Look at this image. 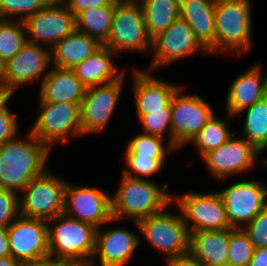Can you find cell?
<instances>
[{
	"label": "cell",
	"instance_id": "obj_32",
	"mask_svg": "<svg viewBox=\"0 0 267 266\" xmlns=\"http://www.w3.org/2000/svg\"><path fill=\"white\" fill-rule=\"evenodd\" d=\"M254 249L253 243L243 229H229L227 264L230 266H248L253 256Z\"/></svg>",
	"mask_w": 267,
	"mask_h": 266
},
{
	"label": "cell",
	"instance_id": "obj_51",
	"mask_svg": "<svg viewBox=\"0 0 267 266\" xmlns=\"http://www.w3.org/2000/svg\"><path fill=\"white\" fill-rule=\"evenodd\" d=\"M215 266H230L229 264H221V265H215Z\"/></svg>",
	"mask_w": 267,
	"mask_h": 266
},
{
	"label": "cell",
	"instance_id": "obj_34",
	"mask_svg": "<svg viewBox=\"0 0 267 266\" xmlns=\"http://www.w3.org/2000/svg\"><path fill=\"white\" fill-rule=\"evenodd\" d=\"M51 0H0V19L18 17L25 21L28 17L40 11Z\"/></svg>",
	"mask_w": 267,
	"mask_h": 266
},
{
	"label": "cell",
	"instance_id": "obj_27",
	"mask_svg": "<svg viewBox=\"0 0 267 266\" xmlns=\"http://www.w3.org/2000/svg\"><path fill=\"white\" fill-rule=\"evenodd\" d=\"M148 36L153 40L180 17V0H139Z\"/></svg>",
	"mask_w": 267,
	"mask_h": 266
},
{
	"label": "cell",
	"instance_id": "obj_18",
	"mask_svg": "<svg viewBox=\"0 0 267 266\" xmlns=\"http://www.w3.org/2000/svg\"><path fill=\"white\" fill-rule=\"evenodd\" d=\"M46 48L27 41L20 52L5 63L6 89L13 94L19 86L36 80L47 71L52 56L51 48Z\"/></svg>",
	"mask_w": 267,
	"mask_h": 266
},
{
	"label": "cell",
	"instance_id": "obj_9",
	"mask_svg": "<svg viewBox=\"0 0 267 266\" xmlns=\"http://www.w3.org/2000/svg\"><path fill=\"white\" fill-rule=\"evenodd\" d=\"M176 197V198H175ZM173 196L189 233L232 229L224 202L216 193H185Z\"/></svg>",
	"mask_w": 267,
	"mask_h": 266
},
{
	"label": "cell",
	"instance_id": "obj_37",
	"mask_svg": "<svg viewBox=\"0 0 267 266\" xmlns=\"http://www.w3.org/2000/svg\"><path fill=\"white\" fill-rule=\"evenodd\" d=\"M18 195L0 187V226L8 228L20 216Z\"/></svg>",
	"mask_w": 267,
	"mask_h": 266
},
{
	"label": "cell",
	"instance_id": "obj_40",
	"mask_svg": "<svg viewBox=\"0 0 267 266\" xmlns=\"http://www.w3.org/2000/svg\"><path fill=\"white\" fill-rule=\"evenodd\" d=\"M66 6L76 17L80 12L101 6H115L113 0H65Z\"/></svg>",
	"mask_w": 267,
	"mask_h": 266
},
{
	"label": "cell",
	"instance_id": "obj_44",
	"mask_svg": "<svg viewBox=\"0 0 267 266\" xmlns=\"http://www.w3.org/2000/svg\"><path fill=\"white\" fill-rule=\"evenodd\" d=\"M248 266H267V248L254 249Z\"/></svg>",
	"mask_w": 267,
	"mask_h": 266
},
{
	"label": "cell",
	"instance_id": "obj_8",
	"mask_svg": "<svg viewBox=\"0 0 267 266\" xmlns=\"http://www.w3.org/2000/svg\"><path fill=\"white\" fill-rule=\"evenodd\" d=\"M40 113L31 132L49 150L52 143L65 142L70 134L81 136L80 105L73 103L39 102Z\"/></svg>",
	"mask_w": 267,
	"mask_h": 266
},
{
	"label": "cell",
	"instance_id": "obj_22",
	"mask_svg": "<svg viewBox=\"0 0 267 266\" xmlns=\"http://www.w3.org/2000/svg\"><path fill=\"white\" fill-rule=\"evenodd\" d=\"M40 87V102L81 105L86 92V87L76 77L73 69L56 66L46 72Z\"/></svg>",
	"mask_w": 267,
	"mask_h": 266
},
{
	"label": "cell",
	"instance_id": "obj_49",
	"mask_svg": "<svg viewBox=\"0 0 267 266\" xmlns=\"http://www.w3.org/2000/svg\"><path fill=\"white\" fill-rule=\"evenodd\" d=\"M51 1H54V2H65V0H51Z\"/></svg>",
	"mask_w": 267,
	"mask_h": 266
},
{
	"label": "cell",
	"instance_id": "obj_41",
	"mask_svg": "<svg viewBox=\"0 0 267 266\" xmlns=\"http://www.w3.org/2000/svg\"><path fill=\"white\" fill-rule=\"evenodd\" d=\"M25 266H82V265L48 255L45 257L38 258L32 262H29L25 264Z\"/></svg>",
	"mask_w": 267,
	"mask_h": 266
},
{
	"label": "cell",
	"instance_id": "obj_28",
	"mask_svg": "<svg viewBox=\"0 0 267 266\" xmlns=\"http://www.w3.org/2000/svg\"><path fill=\"white\" fill-rule=\"evenodd\" d=\"M115 6H101L80 12L76 17V30L95 38L104 45L109 37Z\"/></svg>",
	"mask_w": 267,
	"mask_h": 266
},
{
	"label": "cell",
	"instance_id": "obj_46",
	"mask_svg": "<svg viewBox=\"0 0 267 266\" xmlns=\"http://www.w3.org/2000/svg\"><path fill=\"white\" fill-rule=\"evenodd\" d=\"M12 93L8 89H0V108L8 102L11 98Z\"/></svg>",
	"mask_w": 267,
	"mask_h": 266
},
{
	"label": "cell",
	"instance_id": "obj_17",
	"mask_svg": "<svg viewBox=\"0 0 267 266\" xmlns=\"http://www.w3.org/2000/svg\"><path fill=\"white\" fill-rule=\"evenodd\" d=\"M123 82L124 75L118 81L86 88L80 105L83 135L104 129L117 105Z\"/></svg>",
	"mask_w": 267,
	"mask_h": 266
},
{
	"label": "cell",
	"instance_id": "obj_42",
	"mask_svg": "<svg viewBox=\"0 0 267 266\" xmlns=\"http://www.w3.org/2000/svg\"><path fill=\"white\" fill-rule=\"evenodd\" d=\"M167 266H206L199 261L190 251L166 260Z\"/></svg>",
	"mask_w": 267,
	"mask_h": 266
},
{
	"label": "cell",
	"instance_id": "obj_47",
	"mask_svg": "<svg viewBox=\"0 0 267 266\" xmlns=\"http://www.w3.org/2000/svg\"><path fill=\"white\" fill-rule=\"evenodd\" d=\"M0 89H6L5 63L0 61Z\"/></svg>",
	"mask_w": 267,
	"mask_h": 266
},
{
	"label": "cell",
	"instance_id": "obj_24",
	"mask_svg": "<svg viewBox=\"0 0 267 266\" xmlns=\"http://www.w3.org/2000/svg\"><path fill=\"white\" fill-rule=\"evenodd\" d=\"M115 55L113 50L103 45L73 68L76 77L86 88L118 81L125 71H116L112 61Z\"/></svg>",
	"mask_w": 267,
	"mask_h": 266
},
{
	"label": "cell",
	"instance_id": "obj_25",
	"mask_svg": "<svg viewBox=\"0 0 267 266\" xmlns=\"http://www.w3.org/2000/svg\"><path fill=\"white\" fill-rule=\"evenodd\" d=\"M189 234V251L204 265L227 264L229 229L199 231Z\"/></svg>",
	"mask_w": 267,
	"mask_h": 266
},
{
	"label": "cell",
	"instance_id": "obj_26",
	"mask_svg": "<svg viewBox=\"0 0 267 266\" xmlns=\"http://www.w3.org/2000/svg\"><path fill=\"white\" fill-rule=\"evenodd\" d=\"M102 46L95 38L75 30L51 49L53 65L73 69Z\"/></svg>",
	"mask_w": 267,
	"mask_h": 266
},
{
	"label": "cell",
	"instance_id": "obj_4",
	"mask_svg": "<svg viewBox=\"0 0 267 266\" xmlns=\"http://www.w3.org/2000/svg\"><path fill=\"white\" fill-rule=\"evenodd\" d=\"M251 0H216L215 53L237 55L253 48L251 43Z\"/></svg>",
	"mask_w": 267,
	"mask_h": 266
},
{
	"label": "cell",
	"instance_id": "obj_21",
	"mask_svg": "<svg viewBox=\"0 0 267 266\" xmlns=\"http://www.w3.org/2000/svg\"><path fill=\"white\" fill-rule=\"evenodd\" d=\"M261 68L260 64L254 65L233 80L226 100L229 116L239 115L267 96V73L263 75Z\"/></svg>",
	"mask_w": 267,
	"mask_h": 266
},
{
	"label": "cell",
	"instance_id": "obj_23",
	"mask_svg": "<svg viewBox=\"0 0 267 266\" xmlns=\"http://www.w3.org/2000/svg\"><path fill=\"white\" fill-rule=\"evenodd\" d=\"M215 4L216 0H180V18L208 53L215 52Z\"/></svg>",
	"mask_w": 267,
	"mask_h": 266
},
{
	"label": "cell",
	"instance_id": "obj_14",
	"mask_svg": "<svg viewBox=\"0 0 267 266\" xmlns=\"http://www.w3.org/2000/svg\"><path fill=\"white\" fill-rule=\"evenodd\" d=\"M11 257L24 265L49 255L48 222L19 216L8 228Z\"/></svg>",
	"mask_w": 267,
	"mask_h": 266
},
{
	"label": "cell",
	"instance_id": "obj_33",
	"mask_svg": "<svg viewBox=\"0 0 267 266\" xmlns=\"http://www.w3.org/2000/svg\"><path fill=\"white\" fill-rule=\"evenodd\" d=\"M165 138L141 133L132 138L127 145L125 155H145L151 158H166V154L176 148L167 145V149L163 146Z\"/></svg>",
	"mask_w": 267,
	"mask_h": 266
},
{
	"label": "cell",
	"instance_id": "obj_12",
	"mask_svg": "<svg viewBox=\"0 0 267 266\" xmlns=\"http://www.w3.org/2000/svg\"><path fill=\"white\" fill-rule=\"evenodd\" d=\"M218 193L232 228L243 229L267 206V186L258 180L239 181Z\"/></svg>",
	"mask_w": 267,
	"mask_h": 266
},
{
	"label": "cell",
	"instance_id": "obj_15",
	"mask_svg": "<svg viewBox=\"0 0 267 266\" xmlns=\"http://www.w3.org/2000/svg\"><path fill=\"white\" fill-rule=\"evenodd\" d=\"M233 137L234 135L225 144L202 157L209 173H212L217 180L251 170L258 154H261L245 138Z\"/></svg>",
	"mask_w": 267,
	"mask_h": 266
},
{
	"label": "cell",
	"instance_id": "obj_11",
	"mask_svg": "<svg viewBox=\"0 0 267 266\" xmlns=\"http://www.w3.org/2000/svg\"><path fill=\"white\" fill-rule=\"evenodd\" d=\"M64 4V2L50 1L24 21L28 42L47 44L52 49L76 30L75 16Z\"/></svg>",
	"mask_w": 267,
	"mask_h": 266
},
{
	"label": "cell",
	"instance_id": "obj_43",
	"mask_svg": "<svg viewBox=\"0 0 267 266\" xmlns=\"http://www.w3.org/2000/svg\"><path fill=\"white\" fill-rule=\"evenodd\" d=\"M0 257H11L8 230L0 226Z\"/></svg>",
	"mask_w": 267,
	"mask_h": 266
},
{
	"label": "cell",
	"instance_id": "obj_30",
	"mask_svg": "<svg viewBox=\"0 0 267 266\" xmlns=\"http://www.w3.org/2000/svg\"><path fill=\"white\" fill-rule=\"evenodd\" d=\"M10 19H0V61L4 63L17 55L27 43L24 21Z\"/></svg>",
	"mask_w": 267,
	"mask_h": 266
},
{
	"label": "cell",
	"instance_id": "obj_16",
	"mask_svg": "<svg viewBox=\"0 0 267 266\" xmlns=\"http://www.w3.org/2000/svg\"><path fill=\"white\" fill-rule=\"evenodd\" d=\"M151 50L154 53L151 69L160 68L199 51L208 53L188 23L180 17L152 40Z\"/></svg>",
	"mask_w": 267,
	"mask_h": 266
},
{
	"label": "cell",
	"instance_id": "obj_19",
	"mask_svg": "<svg viewBox=\"0 0 267 266\" xmlns=\"http://www.w3.org/2000/svg\"><path fill=\"white\" fill-rule=\"evenodd\" d=\"M133 89L138 115L149 111H171V100L182 87L151 76L142 70L133 72Z\"/></svg>",
	"mask_w": 267,
	"mask_h": 266
},
{
	"label": "cell",
	"instance_id": "obj_36",
	"mask_svg": "<svg viewBox=\"0 0 267 266\" xmlns=\"http://www.w3.org/2000/svg\"><path fill=\"white\" fill-rule=\"evenodd\" d=\"M144 134L163 137L170 130L169 145H172L171 111H149V114L138 115Z\"/></svg>",
	"mask_w": 267,
	"mask_h": 266
},
{
	"label": "cell",
	"instance_id": "obj_6",
	"mask_svg": "<svg viewBox=\"0 0 267 266\" xmlns=\"http://www.w3.org/2000/svg\"><path fill=\"white\" fill-rule=\"evenodd\" d=\"M66 185L46 169L22 190L25 194L19 199L20 215L49 221L63 214Z\"/></svg>",
	"mask_w": 267,
	"mask_h": 266
},
{
	"label": "cell",
	"instance_id": "obj_45",
	"mask_svg": "<svg viewBox=\"0 0 267 266\" xmlns=\"http://www.w3.org/2000/svg\"><path fill=\"white\" fill-rule=\"evenodd\" d=\"M0 266H25V265L20 261L15 260L13 257H6V258L0 257Z\"/></svg>",
	"mask_w": 267,
	"mask_h": 266
},
{
	"label": "cell",
	"instance_id": "obj_5",
	"mask_svg": "<svg viewBox=\"0 0 267 266\" xmlns=\"http://www.w3.org/2000/svg\"><path fill=\"white\" fill-rule=\"evenodd\" d=\"M104 46L117 55L124 51L151 52L144 12L140 1L115 3L111 31Z\"/></svg>",
	"mask_w": 267,
	"mask_h": 266
},
{
	"label": "cell",
	"instance_id": "obj_31",
	"mask_svg": "<svg viewBox=\"0 0 267 266\" xmlns=\"http://www.w3.org/2000/svg\"><path fill=\"white\" fill-rule=\"evenodd\" d=\"M227 120L219 119L215 116L209 119L205 126L190 142L199 150L201 157L208 152L217 149L225 144L236 132L232 133L228 130Z\"/></svg>",
	"mask_w": 267,
	"mask_h": 266
},
{
	"label": "cell",
	"instance_id": "obj_48",
	"mask_svg": "<svg viewBox=\"0 0 267 266\" xmlns=\"http://www.w3.org/2000/svg\"><path fill=\"white\" fill-rule=\"evenodd\" d=\"M115 3H124V2H135L139 0H113Z\"/></svg>",
	"mask_w": 267,
	"mask_h": 266
},
{
	"label": "cell",
	"instance_id": "obj_3",
	"mask_svg": "<svg viewBox=\"0 0 267 266\" xmlns=\"http://www.w3.org/2000/svg\"><path fill=\"white\" fill-rule=\"evenodd\" d=\"M51 221H56L53 227ZM47 222L49 255L82 266L96 265L93 254L97 228L64 213Z\"/></svg>",
	"mask_w": 267,
	"mask_h": 266
},
{
	"label": "cell",
	"instance_id": "obj_1",
	"mask_svg": "<svg viewBox=\"0 0 267 266\" xmlns=\"http://www.w3.org/2000/svg\"><path fill=\"white\" fill-rule=\"evenodd\" d=\"M50 150L31 132L26 140L18 137L0 146V187L17 193L40 176Z\"/></svg>",
	"mask_w": 267,
	"mask_h": 266
},
{
	"label": "cell",
	"instance_id": "obj_29",
	"mask_svg": "<svg viewBox=\"0 0 267 266\" xmlns=\"http://www.w3.org/2000/svg\"><path fill=\"white\" fill-rule=\"evenodd\" d=\"M244 110H247L244 138L262 152L267 149V96Z\"/></svg>",
	"mask_w": 267,
	"mask_h": 266
},
{
	"label": "cell",
	"instance_id": "obj_2",
	"mask_svg": "<svg viewBox=\"0 0 267 266\" xmlns=\"http://www.w3.org/2000/svg\"><path fill=\"white\" fill-rule=\"evenodd\" d=\"M168 184L161 188L148 179H134L123 175L115 195L111 197V214L115 221L129 217L133 222L157 214L166 209L173 196L166 192Z\"/></svg>",
	"mask_w": 267,
	"mask_h": 266
},
{
	"label": "cell",
	"instance_id": "obj_13",
	"mask_svg": "<svg viewBox=\"0 0 267 266\" xmlns=\"http://www.w3.org/2000/svg\"><path fill=\"white\" fill-rule=\"evenodd\" d=\"M64 214L99 228L104 223L115 221L111 214L109 191L89 186H73L67 182Z\"/></svg>",
	"mask_w": 267,
	"mask_h": 266
},
{
	"label": "cell",
	"instance_id": "obj_38",
	"mask_svg": "<svg viewBox=\"0 0 267 266\" xmlns=\"http://www.w3.org/2000/svg\"><path fill=\"white\" fill-rule=\"evenodd\" d=\"M243 230L255 249L267 248V206L243 227Z\"/></svg>",
	"mask_w": 267,
	"mask_h": 266
},
{
	"label": "cell",
	"instance_id": "obj_7",
	"mask_svg": "<svg viewBox=\"0 0 267 266\" xmlns=\"http://www.w3.org/2000/svg\"><path fill=\"white\" fill-rule=\"evenodd\" d=\"M134 223L147 243L162 251L167 260L189 252L190 234L181 213L163 210Z\"/></svg>",
	"mask_w": 267,
	"mask_h": 266
},
{
	"label": "cell",
	"instance_id": "obj_20",
	"mask_svg": "<svg viewBox=\"0 0 267 266\" xmlns=\"http://www.w3.org/2000/svg\"><path fill=\"white\" fill-rule=\"evenodd\" d=\"M139 243L140 237L126 228H110L102 232L98 228L93 257L99 256L100 266H123Z\"/></svg>",
	"mask_w": 267,
	"mask_h": 266
},
{
	"label": "cell",
	"instance_id": "obj_50",
	"mask_svg": "<svg viewBox=\"0 0 267 266\" xmlns=\"http://www.w3.org/2000/svg\"><path fill=\"white\" fill-rule=\"evenodd\" d=\"M262 165L267 167V159L263 162Z\"/></svg>",
	"mask_w": 267,
	"mask_h": 266
},
{
	"label": "cell",
	"instance_id": "obj_39",
	"mask_svg": "<svg viewBox=\"0 0 267 266\" xmlns=\"http://www.w3.org/2000/svg\"><path fill=\"white\" fill-rule=\"evenodd\" d=\"M17 116L9 110L7 102L0 108V146L18 136Z\"/></svg>",
	"mask_w": 267,
	"mask_h": 266
},
{
	"label": "cell",
	"instance_id": "obj_35",
	"mask_svg": "<svg viewBox=\"0 0 267 266\" xmlns=\"http://www.w3.org/2000/svg\"><path fill=\"white\" fill-rule=\"evenodd\" d=\"M125 157L130 170L125 169L123 175L134 179H146L152 174L159 172L166 159L151 158V156L145 155H126Z\"/></svg>",
	"mask_w": 267,
	"mask_h": 266
},
{
	"label": "cell",
	"instance_id": "obj_10",
	"mask_svg": "<svg viewBox=\"0 0 267 266\" xmlns=\"http://www.w3.org/2000/svg\"><path fill=\"white\" fill-rule=\"evenodd\" d=\"M180 87L171 100L172 146L190 143L214 116L208 102L198 95H182Z\"/></svg>",
	"mask_w": 267,
	"mask_h": 266
}]
</instances>
